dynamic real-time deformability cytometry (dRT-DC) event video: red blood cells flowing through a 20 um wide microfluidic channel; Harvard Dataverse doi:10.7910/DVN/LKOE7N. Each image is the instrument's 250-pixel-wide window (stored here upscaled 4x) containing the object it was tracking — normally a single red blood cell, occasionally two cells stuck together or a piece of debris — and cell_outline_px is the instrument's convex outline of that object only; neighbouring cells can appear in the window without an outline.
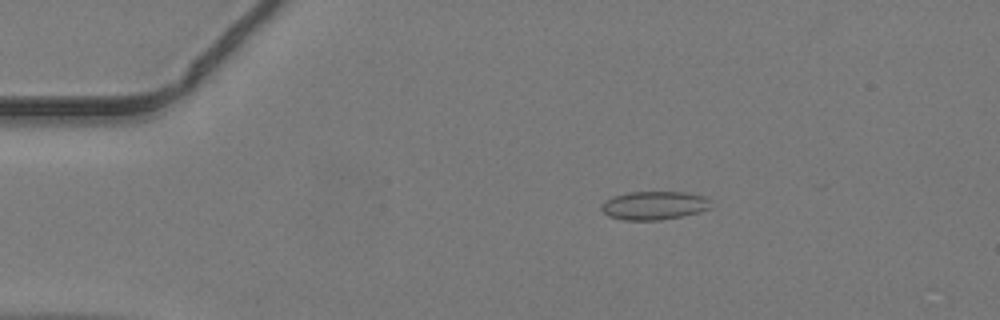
{"species": "common noctule bat (a hibernating species)", "species_latin": "Nyctalus noctula", "temperature_condition": "warm", "stored_images_in_passage": 41, "camera_frame_rate_fps": 3000, "um_per_image_px": 0.085, "animal": {"sex": "male", "body_mass_g": 19.2, "forearm_length_mm": 51.8}, "frame": {"image": 1, "passage_image": 9, "time_ms": 2.667, "image_size_px": [1000, 320], "cell_outline_px": [[712, 208], [700, 212], [660, 220], [624, 220], [608, 216], [600, 208], [600, 204], [604, 200], [612, 196], [628, 192], [688, 192], [704, 196], [708, 200]], "centroid_in_image_um": [55.57, 17.46], "position_along_channel_um": 29.4, "area_um2": 18.32}}
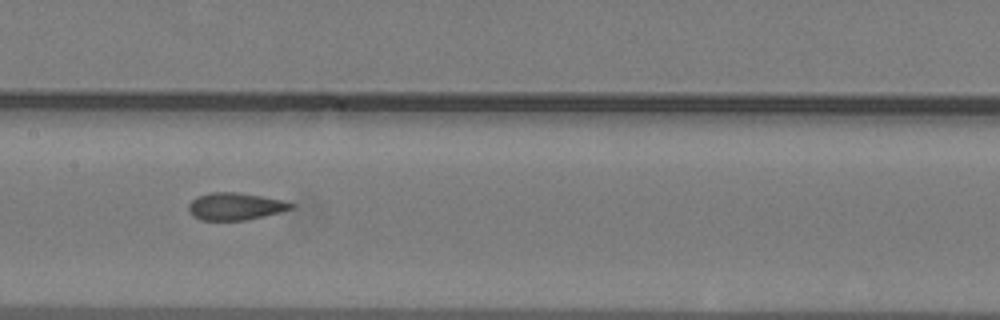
{"frame": {"image": 2, "passage_image": 24, "time_ms": 7.667, "image_size_px": [1000, 320], "cell_outline_px": [[296, 204], [292, 208], [280, 212], [244, 220], [200, 220], [192, 216], [188, 208], [188, 204], [196, 196], [212, 192], [236, 192], [260, 196], [280, 200]], "centroid_in_image_um": [19.94, 17.54], "position_along_channel_um": 187.5, "area_um2": 16.13}}
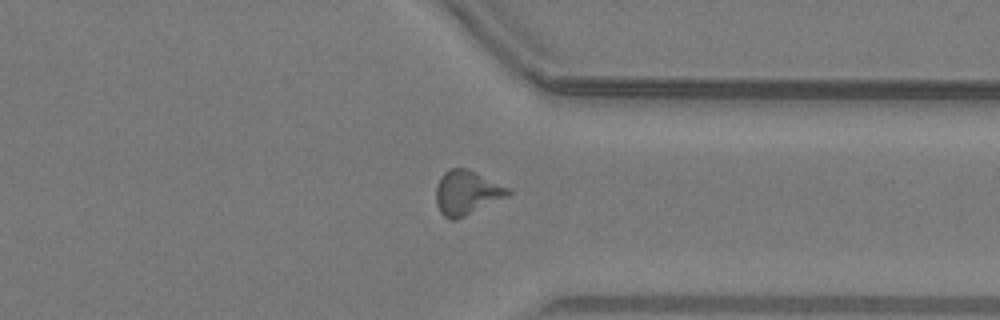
{"frame": {"image": 3, "passage_image": 37, "time_ms": 12.0, "image_size_px": [1000, 320], "cell_outline_px": [[512, 192], [508, 196], [456, 220], [452, 220], [444, 216], [440, 212], [436, 204], [436, 184], [440, 176], [448, 168], [468, 168], [512, 188]], "centroid_in_image_um": [39.68, 16.35], "position_along_channel_um": 371.7, "area_um2": 18.9}}